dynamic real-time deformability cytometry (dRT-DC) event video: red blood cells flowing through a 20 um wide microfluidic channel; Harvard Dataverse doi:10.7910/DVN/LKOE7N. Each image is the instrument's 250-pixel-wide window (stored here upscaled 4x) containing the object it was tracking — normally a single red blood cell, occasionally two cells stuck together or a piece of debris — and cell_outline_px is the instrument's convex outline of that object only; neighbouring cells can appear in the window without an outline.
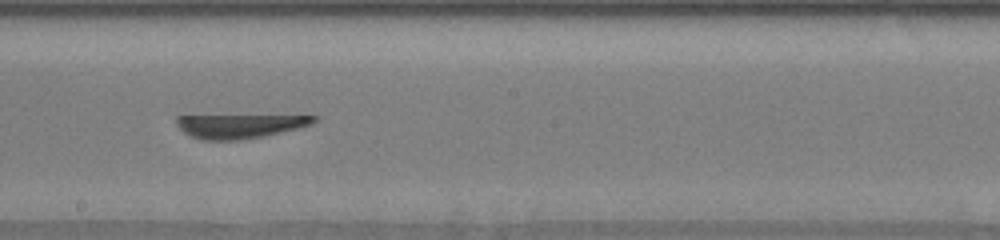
{"species": "human", "species_latin": "Homo sapiens", "temperature_condition": "cold", "stored_images_in_passage": 25, "segment_of_instrument_passage": [2, 2], "camera_frame_rate_fps": 3000, "um_per_image_px": 0.085, "donor": {"sex": "male"}, "frame": {"image": 1, "passage_image": 25, "time_ms": 11.0, "image_size_px": [1000, 240], "cell_outline_px": [[320, 116], [312, 124], [300, 128], [264, 136], [240, 140], [200, 140], [188, 136], [176, 124], [176, 116]], "centroid_in_image_um": [20.36, 10.72], "position_along_channel_um": 227.8, "area_um2": 19.13}}